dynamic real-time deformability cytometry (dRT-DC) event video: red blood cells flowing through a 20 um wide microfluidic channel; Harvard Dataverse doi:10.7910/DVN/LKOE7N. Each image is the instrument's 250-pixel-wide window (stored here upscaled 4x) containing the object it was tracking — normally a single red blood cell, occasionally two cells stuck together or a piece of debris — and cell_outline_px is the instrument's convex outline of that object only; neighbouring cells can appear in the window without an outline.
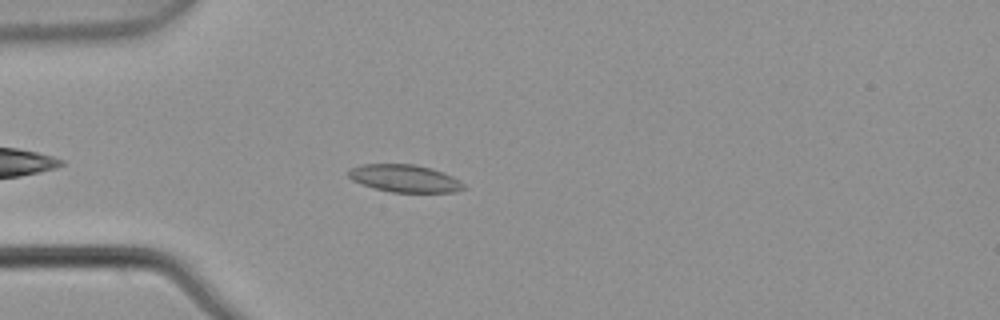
{"species": "common noctule bat (a hibernating species)", "species_latin": "Nyctalus noctula", "temperature_condition": "warm", "stored_images_in_passage": 4, "camera_frame_rate_fps": 3000, "um_per_image_px": 0.085, "animal": {"sex": "male", "body_mass_g": 21.5, "forearm_length_mm": 52.0}, "frame": {"image": 1, "passage_image": 3, "time_ms": 0.667, "image_size_px": [1000, 320], "cell_outline_px": [[468, 188], [456, 192], [392, 192], [376, 188], [352, 180], [348, 176], [348, 172], [352, 168], [364, 164], [416, 164], [432, 168], [444, 172], [460, 180]], "centroid_in_image_um": [34.47, 15.16], "position_along_channel_um": 50.5, "area_um2": 18.44}}